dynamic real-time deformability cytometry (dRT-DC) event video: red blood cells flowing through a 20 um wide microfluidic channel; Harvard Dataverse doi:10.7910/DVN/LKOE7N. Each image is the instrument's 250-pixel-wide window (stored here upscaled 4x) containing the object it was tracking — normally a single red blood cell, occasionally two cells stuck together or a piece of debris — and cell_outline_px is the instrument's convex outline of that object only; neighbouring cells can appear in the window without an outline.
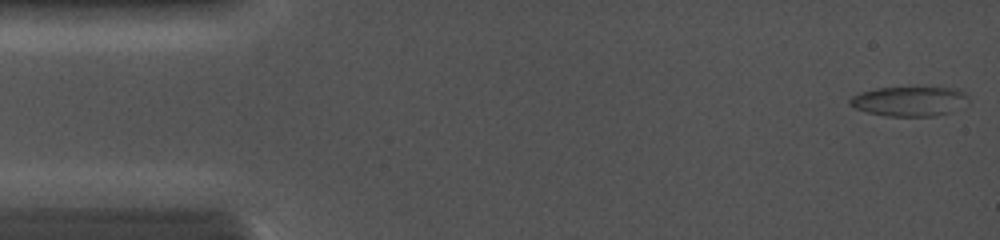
{"species": "common noctule bat (a hibernating species)", "species_latin": "Nyctalus noctula", "temperature_condition": "cold", "stored_images_in_passage": 91, "camera_frame_rate_fps": 5000, "um_per_image_px": 0.085, "animal": {"sex": "female", "body_mass_g": 19.0, "forearm_length_mm": 56.7}, "frame": {"image": 1, "passage_image": 1, "time_ms": 0.0, "image_size_px": [1000, 240], "cell_outline_px": [[968, 104], [948, 112], [936, 116], [888, 116], [868, 112], [856, 108], [848, 104], [848, 100], [852, 96], [860, 92], [876, 88], [956, 88], [964, 92], [968, 96]], "centroid_in_image_um": [77.3, 8.61], "position_along_channel_um": 7.7, "area_um2": 20.4}}
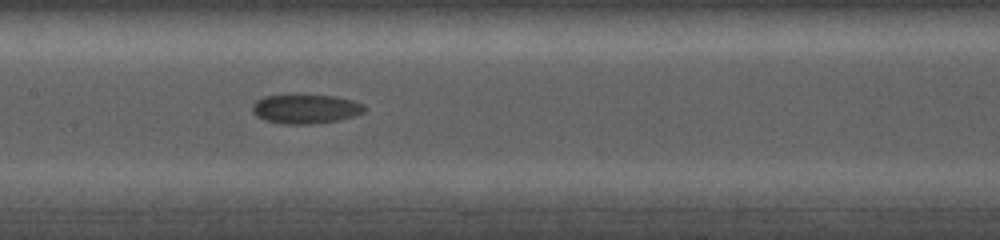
{"frame": {"image": 2, "passage_image": 40, "time_ms": 7.2, "image_size_px": [1000, 240], "cell_outline_px": [[368, 108], [364, 112], [340, 120], [312, 124], [280, 124], [264, 120], [256, 116], [252, 112], [252, 104], [256, 100], [264, 96], [296, 92], [336, 96], [352, 100], [364, 104]], "centroid_in_image_um": [25.95, 9.21], "position_along_channel_um": 181.5, "area_um2": 20.11}}
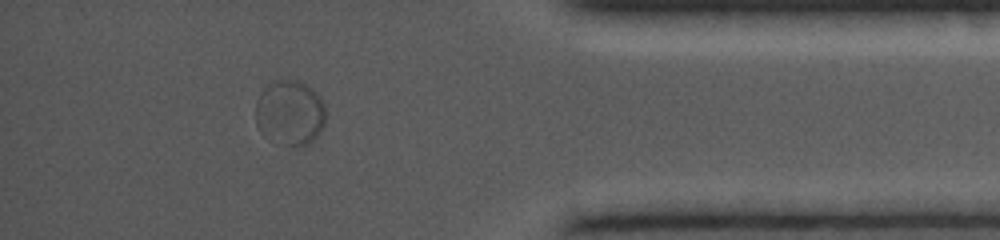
{"frame": {"image": 3, "passage_image": 79, "time_ms": 13.2, "image_size_px": [1000, 240], "cell_outline_px": [[324, 124], [320, 132], [312, 140], [296, 148], [292, 148], [284, 144], [260, 128], [256, 124], [256, 100], [260, 92], [268, 84], [276, 80], [296, 80], [308, 84], [320, 96], [324, 104]], "centroid_in_image_um": [24.67, 9.53], "position_along_channel_um": 410.5, "area_um2": 26.18}}